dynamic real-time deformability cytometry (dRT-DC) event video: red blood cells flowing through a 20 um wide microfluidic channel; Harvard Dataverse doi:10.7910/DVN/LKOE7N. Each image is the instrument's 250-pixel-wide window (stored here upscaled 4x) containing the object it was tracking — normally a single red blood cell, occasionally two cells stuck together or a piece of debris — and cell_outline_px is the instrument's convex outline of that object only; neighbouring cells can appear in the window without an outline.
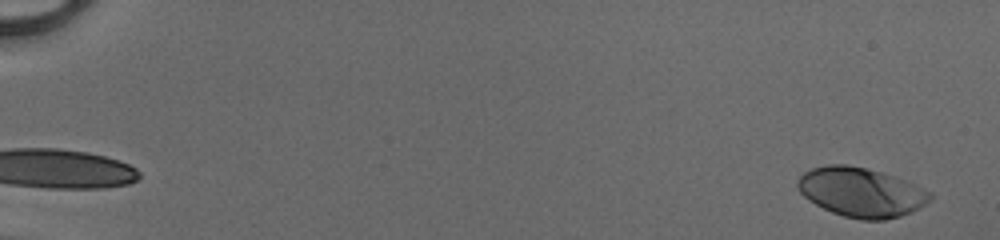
{"species": "human", "species_latin": "Homo sapiens", "temperature_condition": "cold", "stored_images_in_passage": 51, "camera_frame_rate_fps": 3000, "um_per_image_px": 0.085, "donor": {"sex": "male"}, "frame": {"image": 1, "passage_image": 2, "time_ms": 0.333, "image_size_px": [1000, 240], "cell_outline_px": [[932, 200], [920, 208], [912, 212], [900, 216], [884, 220], [860, 220], [844, 216], [832, 212], [808, 200], [800, 192], [796, 184], [796, 180], [804, 172], [812, 168], [828, 164], [848, 164], [868, 168], [884, 172], [896, 176], [932, 192]], "centroid_in_image_um": [73.22, 16.33], "position_along_channel_um": 11.8, "area_um2": 38.49}}
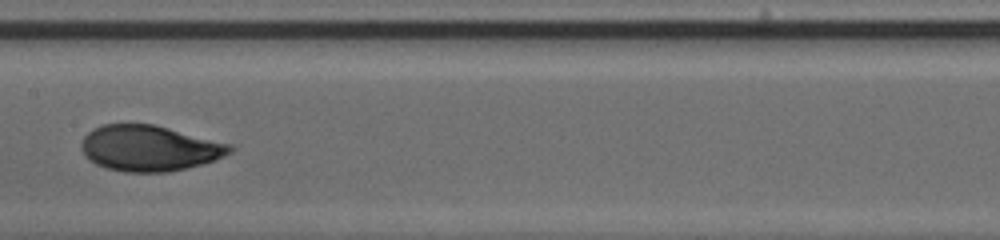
{"frame": {"image": 2, "passage_image": 29, "time_ms": 9.333, "image_size_px": [1000, 240], "cell_outline_px": [[236, 148], [232, 152], [216, 160], [168, 172], [124, 172], [108, 168], [96, 164], [88, 160], [84, 156], [80, 148], [80, 144], [84, 136], [92, 128], [104, 124], [156, 124], [232, 144]], "centroid_in_image_um": [12.7, 12.59], "position_along_channel_um": 194.7, "area_um2": 40.0}}
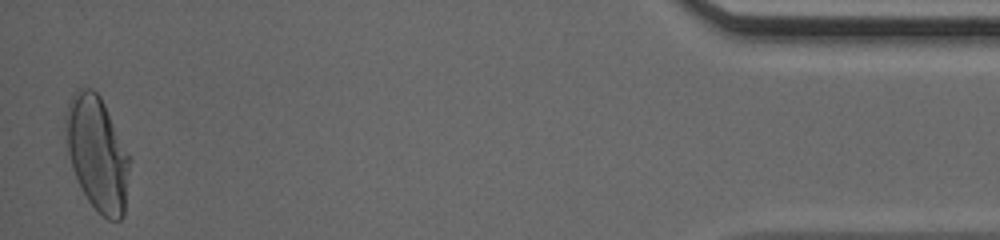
{"frame": {"image": 3, "passage_image": 51, "time_ms": 16.667, "image_size_px": [1000, 240], "cell_outline_px": [[132, 160], [124, 216], [120, 220], [108, 220], [88, 200], [80, 188], [72, 168], [68, 152], [64, 124], [64, 116], [72, 92], [76, 88], [92, 88], [100, 96]], "centroid_in_image_um": [8.27, 13.04], "position_along_channel_um": 426.9, "area_um2": 43.0}, "authors_computed_cell_mechanics": {"area_um2": 38.6104, "velocity_mm_per_s": 4.1614, "shape_relaxation_time_tau1_ms": 4.2206, "shape_relaxation_time_tau2_ms": 0.7377, "deformation_change_tau1": 0.1994, "deformation_change_tau2": 0.0511}}